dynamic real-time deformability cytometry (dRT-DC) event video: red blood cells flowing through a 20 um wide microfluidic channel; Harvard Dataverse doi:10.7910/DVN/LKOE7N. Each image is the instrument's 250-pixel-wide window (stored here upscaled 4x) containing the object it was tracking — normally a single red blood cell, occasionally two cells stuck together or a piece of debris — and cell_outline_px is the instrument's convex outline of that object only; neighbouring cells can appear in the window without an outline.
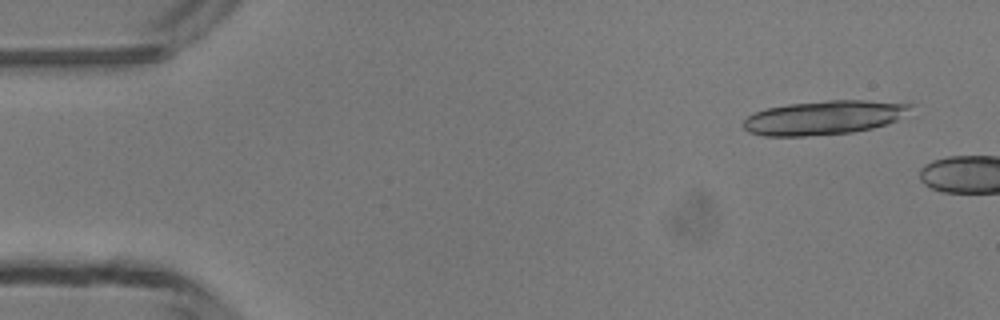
{"species": "common noctule bat (a hibernating species)", "species_latin": "Nyctalus noctula", "temperature_condition": "room temperature", "stored_images_in_passage": 7, "camera_frame_rate_fps": 3000, "um_per_image_px": 0.085, "animal": {"sex": "male", "body_mass_g": 13.3}, "frame": {"image": 1, "passage_image": 3, "time_ms": 0.667, "image_size_px": [1000, 320], "cell_outline_px": [[916, 104], [896, 120], [872, 128], [852, 132], [804, 136], [764, 136], [748, 132], [744, 128], [744, 120], [748, 116], [756, 112], [768, 108], [788, 104], [828, 100], [864, 100]], "centroid_in_image_um": [70.02, 9.99], "position_along_channel_um": 15.0, "area_um2": 32.83}}